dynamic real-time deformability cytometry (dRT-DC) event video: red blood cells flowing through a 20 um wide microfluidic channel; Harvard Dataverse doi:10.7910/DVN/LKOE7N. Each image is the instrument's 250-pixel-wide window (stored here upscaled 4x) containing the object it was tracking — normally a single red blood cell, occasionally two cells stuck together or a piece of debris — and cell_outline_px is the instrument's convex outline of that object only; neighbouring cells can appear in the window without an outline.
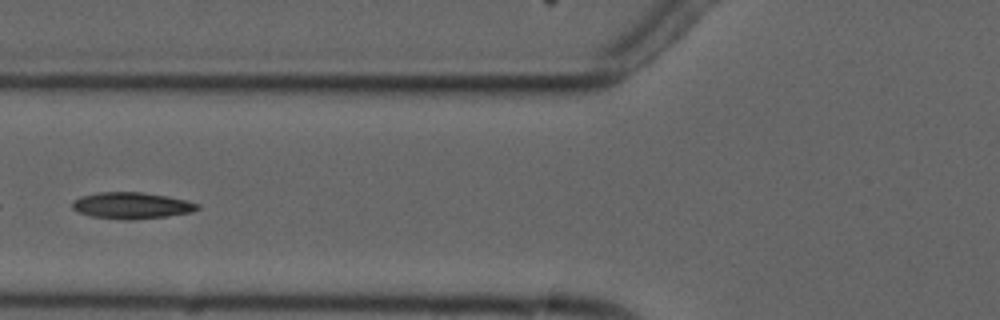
{"species": "common noctule bat (a hibernating species)", "species_latin": "Nyctalus noctula", "temperature_condition": "cold", "stored_images_in_passage": 5, "camera_frame_rate_fps": 3000, "um_per_image_px": 0.085, "animal": {"sex": "male", "forearm_length_mm": 52.5}, "frame": {"image": 1, "passage_image": 5, "time_ms": 4.333, "image_size_px": [1000, 320], "cell_outline_px": [[200, 208], [192, 212], [168, 216], [128, 220], [124, 220], [92, 216], [80, 212], [72, 208], [72, 200], [80, 196], [100, 192], [140, 192], [168, 196], [200, 204]], "centroid_in_image_um": [11.19, 17.47], "position_along_channel_um": 114.6, "area_um2": 19.25}}